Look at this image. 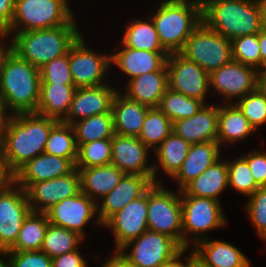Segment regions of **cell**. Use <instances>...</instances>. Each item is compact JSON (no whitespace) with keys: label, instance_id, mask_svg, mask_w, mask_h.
Wrapping results in <instances>:
<instances>
[{"label":"cell","instance_id":"1","mask_svg":"<svg viewBox=\"0 0 266 267\" xmlns=\"http://www.w3.org/2000/svg\"><path fill=\"white\" fill-rule=\"evenodd\" d=\"M57 122L38 113L8 114L4 118L0 124V146L15 172L44 153L49 133Z\"/></svg>","mask_w":266,"mask_h":267},{"label":"cell","instance_id":"2","mask_svg":"<svg viewBox=\"0 0 266 267\" xmlns=\"http://www.w3.org/2000/svg\"><path fill=\"white\" fill-rule=\"evenodd\" d=\"M40 70L14 52L0 75V102L4 114L36 113L40 97Z\"/></svg>","mask_w":266,"mask_h":267},{"label":"cell","instance_id":"3","mask_svg":"<svg viewBox=\"0 0 266 267\" xmlns=\"http://www.w3.org/2000/svg\"><path fill=\"white\" fill-rule=\"evenodd\" d=\"M202 22L229 40L259 33L262 28L257 0H200Z\"/></svg>","mask_w":266,"mask_h":267},{"label":"cell","instance_id":"4","mask_svg":"<svg viewBox=\"0 0 266 267\" xmlns=\"http://www.w3.org/2000/svg\"><path fill=\"white\" fill-rule=\"evenodd\" d=\"M13 33V52L39 69L67 54L81 36L77 24Z\"/></svg>","mask_w":266,"mask_h":267},{"label":"cell","instance_id":"5","mask_svg":"<svg viewBox=\"0 0 266 267\" xmlns=\"http://www.w3.org/2000/svg\"><path fill=\"white\" fill-rule=\"evenodd\" d=\"M151 19L162 47L169 54L179 53L202 22V3L200 0H166Z\"/></svg>","mask_w":266,"mask_h":267},{"label":"cell","instance_id":"6","mask_svg":"<svg viewBox=\"0 0 266 267\" xmlns=\"http://www.w3.org/2000/svg\"><path fill=\"white\" fill-rule=\"evenodd\" d=\"M68 2V0H15L9 32L12 34L13 31L23 32L76 24L74 20L76 18Z\"/></svg>","mask_w":266,"mask_h":267},{"label":"cell","instance_id":"7","mask_svg":"<svg viewBox=\"0 0 266 267\" xmlns=\"http://www.w3.org/2000/svg\"><path fill=\"white\" fill-rule=\"evenodd\" d=\"M161 184L147 190L148 230L171 237L183 248L181 191L173 193Z\"/></svg>","mask_w":266,"mask_h":267},{"label":"cell","instance_id":"8","mask_svg":"<svg viewBox=\"0 0 266 267\" xmlns=\"http://www.w3.org/2000/svg\"><path fill=\"white\" fill-rule=\"evenodd\" d=\"M179 53L209 74L233 59L231 40L211 30L203 22L188 37Z\"/></svg>","mask_w":266,"mask_h":267},{"label":"cell","instance_id":"9","mask_svg":"<svg viewBox=\"0 0 266 267\" xmlns=\"http://www.w3.org/2000/svg\"><path fill=\"white\" fill-rule=\"evenodd\" d=\"M181 205L183 249H188L189 243H191L189 234L195 236L193 237L194 246L199 241L206 239L205 236H202L206 232L227 224L220 201L196 196H181Z\"/></svg>","mask_w":266,"mask_h":267},{"label":"cell","instance_id":"10","mask_svg":"<svg viewBox=\"0 0 266 267\" xmlns=\"http://www.w3.org/2000/svg\"><path fill=\"white\" fill-rule=\"evenodd\" d=\"M129 246H132L131 251L126 253ZM182 250L183 248L171 237L146 230L124 245L119 253L135 267H164Z\"/></svg>","mask_w":266,"mask_h":267},{"label":"cell","instance_id":"11","mask_svg":"<svg viewBox=\"0 0 266 267\" xmlns=\"http://www.w3.org/2000/svg\"><path fill=\"white\" fill-rule=\"evenodd\" d=\"M166 67L168 70V88L205 103L207 92L210 89L208 72L180 53L169 54Z\"/></svg>","mask_w":266,"mask_h":267},{"label":"cell","instance_id":"12","mask_svg":"<svg viewBox=\"0 0 266 267\" xmlns=\"http://www.w3.org/2000/svg\"><path fill=\"white\" fill-rule=\"evenodd\" d=\"M209 83L230 104L259 87V71L232 59L209 74Z\"/></svg>","mask_w":266,"mask_h":267},{"label":"cell","instance_id":"13","mask_svg":"<svg viewBox=\"0 0 266 267\" xmlns=\"http://www.w3.org/2000/svg\"><path fill=\"white\" fill-rule=\"evenodd\" d=\"M31 211L26 191L21 186L14 184L0 192V252L9 250L15 244L22 224Z\"/></svg>","mask_w":266,"mask_h":267},{"label":"cell","instance_id":"14","mask_svg":"<svg viewBox=\"0 0 266 267\" xmlns=\"http://www.w3.org/2000/svg\"><path fill=\"white\" fill-rule=\"evenodd\" d=\"M110 55H99L89 49L82 36L69 50V64L76 88L96 87L106 84L103 80L109 69Z\"/></svg>","mask_w":266,"mask_h":267},{"label":"cell","instance_id":"15","mask_svg":"<svg viewBox=\"0 0 266 267\" xmlns=\"http://www.w3.org/2000/svg\"><path fill=\"white\" fill-rule=\"evenodd\" d=\"M80 192L81 175L75 168L65 176L33 183L26 190V195L32 211L45 213L54 204Z\"/></svg>","mask_w":266,"mask_h":267},{"label":"cell","instance_id":"16","mask_svg":"<svg viewBox=\"0 0 266 267\" xmlns=\"http://www.w3.org/2000/svg\"><path fill=\"white\" fill-rule=\"evenodd\" d=\"M149 150L138 137L123 136L115 133L112 137L111 164L118 167L125 174L147 176L154 183H158L157 166H149L147 163Z\"/></svg>","mask_w":266,"mask_h":267},{"label":"cell","instance_id":"17","mask_svg":"<svg viewBox=\"0 0 266 267\" xmlns=\"http://www.w3.org/2000/svg\"><path fill=\"white\" fill-rule=\"evenodd\" d=\"M97 205L80 192L54 204L45 214L50 224L71 230L84 239V227L97 213Z\"/></svg>","mask_w":266,"mask_h":267},{"label":"cell","instance_id":"18","mask_svg":"<svg viewBox=\"0 0 266 267\" xmlns=\"http://www.w3.org/2000/svg\"><path fill=\"white\" fill-rule=\"evenodd\" d=\"M102 226L113 231L116 252H119L129 241L139 237L148 230L147 192L112 215Z\"/></svg>","mask_w":266,"mask_h":267},{"label":"cell","instance_id":"19","mask_svg":"<svg viewBox=\"0 0 266 267\" xmlns=\"http://www.w3.org/2000/svg\"><path fill=\"white\" fill-rule=\"evenodd\" d=\"M117 92V89L107 84L76 88L67 116L62 122L72 125L75 121L111 112ZM76 117L78 119L74 120Z\"/></svg>","mask_w":266,"mask_h":267},{"label":"cell","instance_id":"20","mask_svg":"<svg viewBox=\"0 0 266 267\" xmlns=\"http://www.w3.org/2000/svg\"><path fill=\"white\" fill-rule=\"evenodd\" d=\"M154 182L147 176L125 174L119 184L97 205V223L103 225L112 215L119 212L131 201L143 196Z\"/></svg>","mask_w":266,"mask_h":267},{"label":"cell","instance_id":"21","mask_svg":"<svg viewBox=\"0 0 266 267\" xmlns=\"http://www.w3.org/2000/svg\"><path fill=\"white\" fill-rule=\"evenodd\" d=\"M74 169L69 159L42 153L16 171V184L26 191L33 183L65 176Z\"/></svg>","mask_w":266,"mask_h":267},{"label":"cell","instance_id":"22","mask_svg":"<svg viewBox=\"0 0 266 267\" xmlns=\"http://www.w3.org/2000/svg\"><path fill=\"white\" fill-rule=\"evenodd\" d=\"M218 109L205 104L194 116L173 122V132L190 144L217 142Z\"/></svg>","mask_w":266,"mask_h":267},{"label":"cell","instance_id":"23","mask_svg":"<svg viewBox=\"0 0 266 267\" xmlns=\"http://www.w3.org/2000/svg\"><path fill=\"white\" fill-rule=\"evenodd\" d=\"M115 54L110 55V63L117 65L128 81L142 74L159 71L165 64L168 52H151L125 47Z\"/></svg>","mask_w":266,"mask_h":267},{"label":"cell","instance_id":"24","mask_svg":"<svg viewBox=\"0 0 266 267\" xmlns=\"http://www.w3.org/2000/svg\"><path fill=\"white\" fill-rule=\"evenodd\" d=\"M125 95L150 108L159 107L162 96L168 88V70L166 64L159 70L139 75L127 81Z\"/></svg>","mask_w":266,"mask_h":267},{"label":"cell","instance_id":"25","mask_svg":"<svg viewBox=\"0 0 266 267\" xmlns=\"http://www.w3.org/2000/svg\"><path fill=\"white\" fill-rule=\"evenodd\" d=\"M149 108L117 92L111 110L115 133L138 137Z\"/></svg>","mask_w":266,"mask_h":267},{"label":"cell","instance_id":"26","mask_svg":"<svg viewBox=\"0 0 266 267\" xmlns=\"http://www.w3.org/2000/svg\"><path fill=\"white\" fill-rule=\"evenodd\" d=\"M220 149L217 142L191 144L184 163L173 176V179L179 182L178 190L181 191L189 182L221 158Z\"/></svg>","mask_w":266,"mask_h":267},{"label":"cell","instance_id":"27","mask_svg":"<svg viewBox=\"0 0 266 267\" xmlns=\"http://www.w3.org/2000/svg\"><path fill=\"white\" fill-rule=\"evenodd\" d=\"M77 169L81 175V192L96 204H98L97 198L100 196L102 199L111 192L125 175L113 164Z\"/></svg>","mask_w":266,"mask_h":267},{"label":"cell","instance_id":"28","mask_svg":"<svg viewBox=\"0 0 266 267\" xmlns=\"http://www.w3.org/2000/svg\"><path fill=\"white\" fill-rule=\"evenodd\" d=\"M193 250L208 267H251L247 257L226 241L206 238L195 244Z\"/></svg>","mask_w":266,"mask_h":267},{"label":"cell","instance_id":"29","mask_svg":"<svg viewBox=\"0 0 266 267\" xmlns=\"http://www.w3.org/2000/svg\"><path fill=\"white\" fill-rule=\"evenodd\" d=\"M220 158L198 177L189 182L182 190L181 196H196L219 201V195L228 186L227 162Z\"/></svg>","mask_w":266,"mask_h":267},{"label":"cell","instance_id":"30","mask_svg":"<svg viewBox=\"0 0 266 267\" xmlns=\"http://www.w3.org/2000/svg\"><path fill=\"white\" fill-rule=\"evenodd\" d=\"M75 91V85L41 83L36 113L62 121L67 116Z\"/></svg>","mask_w":266,"mask_h":267},{"label":"cell","instance_id":"31","mask_svg":"<svg viewBox=\"0 0 266 267\" xmlns=\"http://www.w3.org/2000/svg\"><path fill=\"white\" fill-rule=\"evenodd\" d=\"M254 131L235 103L219 106L217 143L220 147L225 142L236 143L245 140Z\"/></svg>","mask_w":266,"mask_h":267},{"label":"cell","instance_id":"32","mask_svg":"<svg viewBox=\"0 0 266 267\" xmlns=\"http://www.w3.org/2000/svg\"><path fill=\"white\" fill-rule=\"evenodd\" d=\"M48 225L49 222L45 213L31 211L22 224L17 241L7 251L41 250Z\"/></svg>","mask_w":266,"mask_h":267},{"label":"cell","instance_id":"33","mask_svg":"<svg viewBox=\"0 0 266 267\" xmlns=\"http://www.w3.org/2000/svg\"><path fill=\"white\" fill-rule=\"evenodd\" d=\"M147 17L148 21L136 20L127 26L121 41L122 45L137 50L167 52L159 41L153 20L150 16Z\"/></svg>","mask_w":266,"mask_h":267},{"label":"cell","instance_id":"34","mask_svg":"<svg viewBox=\"0 0 266 267\" xmlns=\"http://www.w3.org/2000/svg\"><path fill=\"white\" fill-rule=\"evenodd\" d=\"M72 126L77 144L112 139L115 135L112 111L75 121Z\"/></svg>","mask_w":266,"mask_h":267},{"label":"cell","instance_id":"35","mask_svg":"<svg viewBox=\"0 0 266 267\" xmlns=\"http://www.w3.org/2000/svg\"><path fill=\"white\" fill-rule=\"evenodd\" d=\"M190 143L172 132L157 148V159L165 174L173 177L184 163Z\"/></svg>","mask_w":266,"mask_h":267},{"label":"cell","instance_id":"36","mask_svg":"<svg viewBox=\"0 0 266 267\" xmlns=\"http://www.w3.org/2000/svg\"><path fill=\"white\" fill-rule=\"evenodd\" d=\"M77 149L73 126L58 121L49 133L44 153L69 159L75 165Z\"/></svg>","mask_w":266,"mask_h":267},{"label":"cell","instance_id":"37","mask_svg":"<svg viewBox=\"0 0 266 267\" xmlns=\"http://www.w3.org/2000/svg\"><path fill=\"white\" fill-rule=\"evenodd\" d=\"M172 132V121L158 107H152L148 109L138 138L155 151Z\"/></svg>","mask_w":266,"mask_h":267},{"label":"cell","instance_id":"38","mask_svg":"<svg viewBox=\"0 0 266 267\" xmlns=\"http://www.w3.org/2000/svg\"><path fill=\"white\" fill-rule=\"evenodd\" d=\"M205 105L196 98L187 97L182 93L167 88L162 96L159 109L173 122L190 118Z\"/></svg>","mask_w":266,"mask_h":267},{"label":"cell","instance_id":"39","mask_svg":"<svg viewBox=\"0 0 266 267\" xmlns=\"http://www.w3.org/2000/svg\"><path fill=\"white\" fill-rule=\"evenodd\" d=\"M83 240L84 239L77 233L49 223L45 232L41 251L48 257L53 258L79 249L78 245H80Z\"/></svg>","mask_w":266,"mask_h":267},{"label":"cell","instance_id":"40","mask_svg":"<svg viewBox=\"0 0 266 267\" xmlns=\"http://www.w3.org/2000/svg\"><path fill=\"white\" fill-rule=\"evenodd\" d=\"M75 168H90L111 164L112 139L77 144Z\"/></svg>","mask_w":266,"mask_h":267},{"label":"cell","instance_id":"41","mask_svg":"<svg viewBox=\"0 0 266 267\" xmlns=\"http://www.w3.org/2000/svg\"><path fill=\"white\" fill-rule=\"evenodd\" d=\"M231 161H227L228 187L231 186L239 193L249 197L259 186L252 176L248 162L242 156Z\"/></svg>","mask_w":266,"mask_h":267},{"label":"cell","instance_id":"42","mask_svg":"<svg viewBox=\"0 0 266 267\" xmlns=\"http://www.w3.org/2000/svg\"><path fill=\"white\" fill-rule=\"evenodd\" d=\"M235 104L254 130L266 123V93L260 87L237 100Z\"/></svg>","mask_w":266,"mask_h":267},{"label":"cell","instance_id":"43","mask_svg":"<svg viewBox=\"0 0 266 267\" xmlns=\"http://www.w3.org/2000/svg\"><path fill=\"white\" fill-rule=\"evenodd\" d=\"M232 58L244 65L261 70V54L258 33L240 36L231 40Z\"/></svg>","mask_w":266,"mask_h":267},{"label":"cell","instance_id":"44","mask_svg":"<svg viewBox=\"0 0 266 267\" xmlns=\"http://www.w3.org/2000/svg\"><path fill=\"white\" fill-rule=\"evenodd\" d=\"M39 70L41 83L74 85L69 64V52L47 62Z\"/></svg>","mask_w":266,"mask_h":267},{"label":"cell","instance_id":"45","mask_svg":"<svg viewBox=\"0 0 266 267\" xmlns=\"http://www.w3.org/2000/svg\"><path fill=\"white\" fill-rule=\"evenodd\" d=\"M245 207L252 224L255 226L257 234L266 241V187H259L249 197Z\"/></svg>","mask_w":266,"mask_h":267},{"label":"cell","instance_id":"46","mask_svg":"<svg viewBox=\"0 0 266 267\" xmlns=\"http://www.w3.org/2000/svg\"><path fill=\"white\" fill-rule=\"evenodd\" d=\"M13 267H52V258L39 251H5Z\"/></svg>","mask_w":266,"mask_h":267},{"label":"cell","instance_id":"47","mask_svg":"<svg viewBox=\"0 0 266 267\" xmlns=\"http://www.w3.org/2000/svg\"><path fill=\"white\" fill-rule=\"evenodd\" d=\"M242 157L248 162L256 184L259 187H266V153L255 150Z\"/></svg>","mask_w":266,"mask_h":267},{"label":"cell","instance_id":"48","mask_svg":"<svg viewBox=\"0 0 266 267\" xmlns=\"http://www.w3.org/2000/svg\"><path fill=\"white\" fill-rule=\"evenodd\" d=\"M78 249L52 258V267H87Z\"/></svg>","mask_w":266,"mask_h":267},{"label":"cell","instance_id":"49","mask_svg":"<svg viewBox=\"0 0 266 267\" xmlns=\"http://www.w3.org/2000/svg\"><path fill=\"white\" fill-rule=\"evenodd\" d=\"M14 184H16V172L10 167L0 146V192L8 190Z\"/></svg>","mask_w":266,"mask_h":267},{"label":"cell","instance_id":"50","mask_svg":"<svg viewBox=\"0 0 266 267\" xmlns=\"http://www.w3.org/2000/svg\"><path fill=\"white\" fill-rule=\"evenodd\" d=\"M15 0H0V30L9 31Z\"/></svg>","mask_w":266,"mask_h":267},{"label":"cell","instance_id":"51","mask_svg":"<svg viewBox=\"0 0 266 267\" xmlns=\"http://www.w3.org/2000/svg\"><path fill=\"white\" fill-rule=\"evenodd\" d=\"M11 35L9 31L0 30V41L1 39H7V37ZM13 53V43L10 46H7L6 49L4 48L2 42H0V75L4 68L5 62L7 58Z\"/></svg>","mask_w":266,"mask_h":267},{"label":"cell","instance_id":"52","mask_svg":"<svg viewBox=\"0 0 266 267\" xmlns=\"http://www.w3.org/2000/svg\"><path fill=\"white\" fill-rule=\"evenodd\" d=\"M102 267H135L130 265L119 252H114Z\"/></svg>","mask_w":266,"mask_h":267},{"label":"cell","instance_id":"53","mask_svg":"<svg viewBox=\"0 0 266 267\" xmlns=\"http://www.w3.org/2000/svg\"><path fill=\"white\" fill-rule=\"evenodd\" d=\"M258 42L261 54V70L266 67V29L258 33Z\"/></svg>","mask_w":266,"mask_h":267},{"label":"cell","instance_id":"54","mask_svg":"<svg viewBox=\"0 0 266 267\" xmlns=\"http://www.w3.org/2000/svg\"><path fill=\"white\" fill-rule=\"evenodd\" d=\"M188 257L185 258L187 261L186 267H208L194 250H191V254Z\"/></svg>","mask_w":266,"mask_h":267},{"label":"cell","instance_id":"55","mask_svg":"<svg viewBox=\"0 0 266 267\" xmlns=\"http://www.w3.org/2000/svg\"><path fill=\"white\" fill-rule=\"evenodd\" d=\"M188 249H183L172 261L168 262L164 267H186V263L180 261L181 255Z\"/></svg>","mask_w":266,"mask_h":267},{"label":"cell","instance_id":"56","mask_svg":"<svg viewBox=\"0 0 266 267\" xmlns=\"http://www.w3.org/2000/svg\"><path fill=\"white\" fill-rule=\"evenodd\" d=\"M261 12L262 28L266 29V0H257Z\"/></svg>","mask_w":266,"mask_h":267},{"label":"cell","instance_id":"57","mask_svg":"<svg viewBox=\"0 0 266 267\" xmlns=\"http://www.w3.org/2000/svg\"><path fill=\"white\" fill-rule=\"evenodd\" d=\"M259 87L266 93V67L259 71Z\"/></svg>","mask_w":266,"mask_h":267},{"label":"cell","instance_id":"58","mask_svg":"<svg viewBox=\"0 0 266 267\" xmlns=\"http://www.w3.org/2000/svg\"><path fill=\"white\" fill-rule=\"evenodd\" d=\"M6 258V257H8V260H6V261H4L2 258H1V256L2 255ZM0 267H13L12 266V263H11V260H10V258H9V256L7 255V253L6 252H0Z\"/></svg>","mask_w":266,"mask_h":267},{"label":"cell","instance_id":"59","mask_svg":"<svg viewBox=\"0 0 266 267\" xmlns=\"http://www.w3.org/2000/svg\"><path fill=\"white\" fill-rule=\"evenodd\" d=\"M5 117H6V115L3 112L1 102H0V124L2 123V121L4 120Z\"/></svg>","mask_w":266,"mask_h":267}]
</instances>
